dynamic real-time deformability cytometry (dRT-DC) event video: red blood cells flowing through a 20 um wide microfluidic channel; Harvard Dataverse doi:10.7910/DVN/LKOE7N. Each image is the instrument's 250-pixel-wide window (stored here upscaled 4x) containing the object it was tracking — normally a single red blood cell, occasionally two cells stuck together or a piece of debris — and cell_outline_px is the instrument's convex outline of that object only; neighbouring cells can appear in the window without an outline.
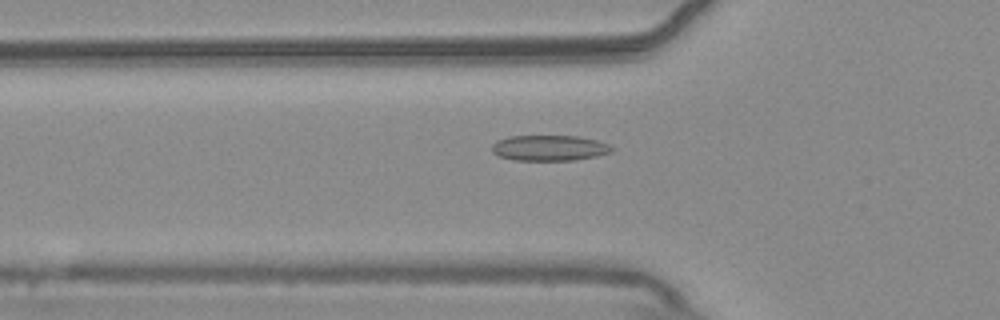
{"species": "common noctule bat (a hibernating species)", "species_latin": "Nyctalus noctula", "temperature_condition": "warm", "stored_images_in_passage": 47, "camera_frame_rate_fps": 3000, "um_per_image_px": 0.085, "animal": {"sex": "male", "body_mass_g": 20.4}, "frame": {"image": 1, "passage_image": 11, "time_ms": 3.333, "image_size_px": [1000, 320], "cell_outline_px": [[612, 152], [596, 156], [572, 160], [516, 160], [496, 156], [492, 152], [492, 144], [496, 140], [508, 136], [580, 136], [596, 140], [608, 144], [612, 148]], "centroid_in_image_um": [46.65, 12.57], "position_along_channel_um": 79.2, "area_um2": 17.92}}
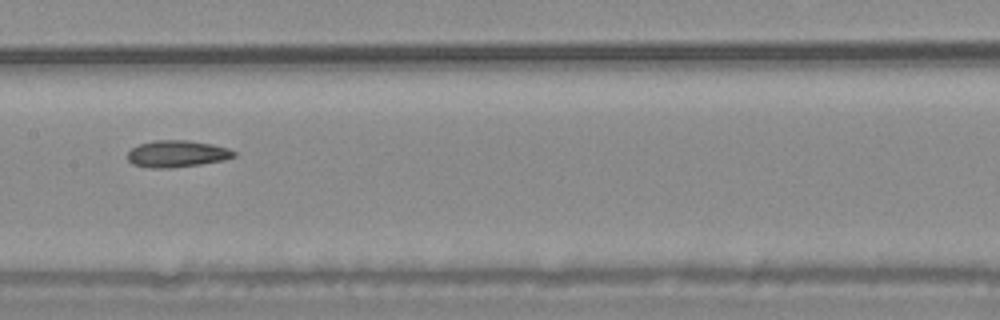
{"frame": {"image": 2, "passage_image": 20, "time_ms": 6.333, "image_size_px": [1000, 320], "cell_outline_px": [[236, 156], [224, 160], [200, 164], [172, 168], [152, 168], [132, 164], [128, 160], [128, 152], [132, 148], [140, 144], [152, 140], [188, 140], [212, 144], [228, 148], [236, 152]], "centroid_in_image_um": [15.05, 13.07], "position_along_channel_um": 192.4, "area_um2": 16.65}}
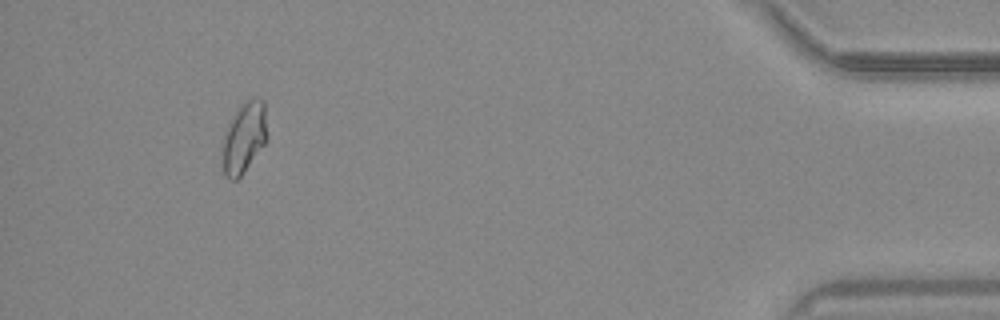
{"frame": {"image": 3, "passage_image": 43, "time_ms": 14.0, "image_size_px": [1000, 320], "cell_outline_px": [[264, 144], [240, 176], [236, 180], [228, 180], [224, 176], [220, 160], [224, 132], [232, 116], [248, 100], [264, 100]], "centroid_in_image_um": [20.64, 11.8], "position_along_channel_um": 414.6, "area_um2": 17.86}, "authors_computed_cell_mechanics": {"area_um2": 17.1666, "velocity_mm_per_s": 3.7471, "shape_relaxation_time_tau1_ms": null, "shape_relaxation_time_tau2_ms": 2.8395, "deformation_change_tau1": null, "deformation_change_tau2": 0.0788}}